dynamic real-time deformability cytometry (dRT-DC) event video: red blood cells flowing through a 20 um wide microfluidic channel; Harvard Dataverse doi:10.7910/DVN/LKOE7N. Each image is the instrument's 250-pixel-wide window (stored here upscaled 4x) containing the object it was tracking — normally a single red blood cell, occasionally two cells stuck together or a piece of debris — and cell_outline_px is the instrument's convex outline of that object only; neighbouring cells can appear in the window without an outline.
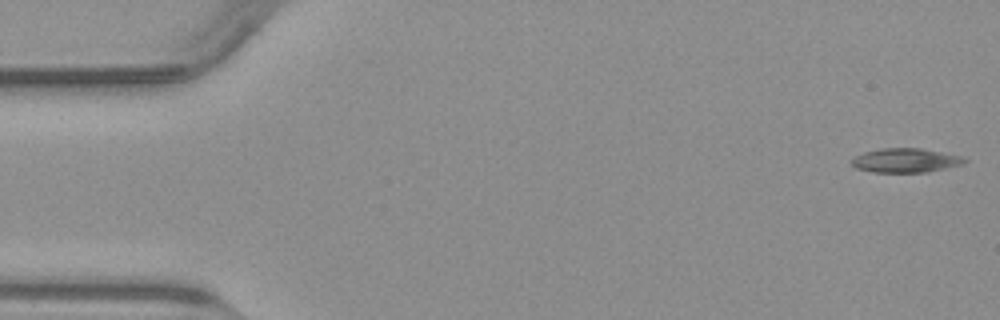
{"species": "common noctule bat (a hibernating species)", "species_latin": "Nyctalus noctula", "temperature_condition": "warm", "stored_images_in_passage": 50, "camera_frame_rate_fps": 3000, "um_per_image_px": 0.085, "animal": {"sex": "male", "body_mass_g": 23.1, "forearm_length_mm": 52.7}, "frame": {"image": 1, "passage_image": 1, "time_ms": 0.0, "image_size_px": [1000, 320], "cell_outline_px": [[968, 160], [960, 164], [928, 172], [872, 172], [856, 168], [852, 164], [852, 160], [856, 156], [864, 152], [880, 148], [920, 148], [960, 156]], "centroid_in_image_um": [76.93, 13.63], "position_along_channel_um": 8.1, "area_um2": 15.61}}
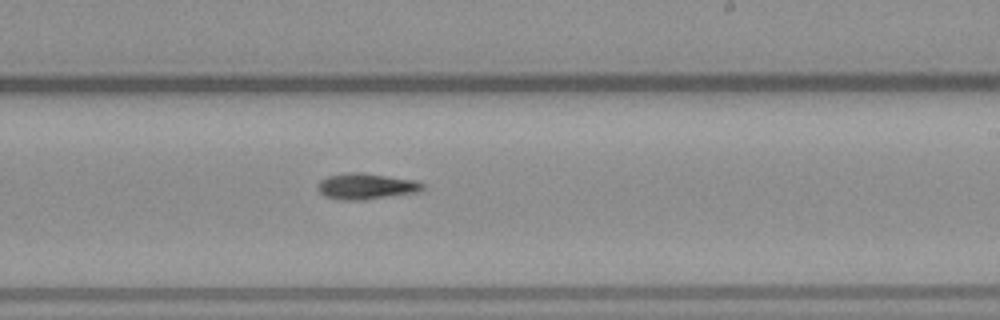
{"frame": {"image": 2, "passage_image": 29, "time_ms": 9.333, "image_size_px": [1000, 320], "cell_outline_px": [[424, 188], [416, 192], [364, 200], [340, 200], [324, 196], [316, 188], [316, 184], [320, 180], [328, 176], [348, 172], [360, 172], [416, 180], [424, 184]], "centroid_in_image_um": [31.07, 15.83], "position_along_channel_um": 257.9, "area_um2": 15.95}}
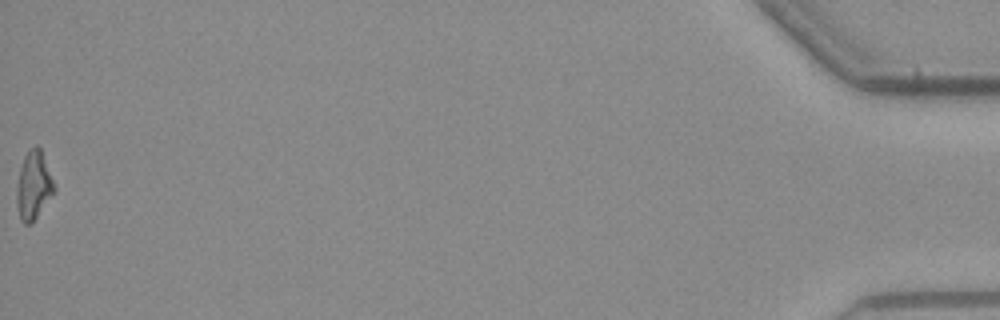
{"frame": {"image": 3, "passage_image": 50, "time_ms": 16.333, "image_size_px": [1000, 320], "cell_outline_px": [[56, 188], [32, 224], [24, 224], [20, 220], [16, 204], [16, 188], [20, 168], [24, 156], [36, 144], [40, 148]], "centroid_in_image_um": [2.83, 15.8], "position_along_channel_um": 432.4, "area_um2": 14.74}}